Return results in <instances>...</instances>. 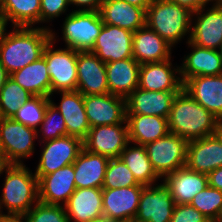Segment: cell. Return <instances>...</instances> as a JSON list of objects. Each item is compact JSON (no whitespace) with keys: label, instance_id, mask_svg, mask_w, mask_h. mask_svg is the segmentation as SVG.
<instances>
[{"label":"cell","instance_id":"obj_1","mask_svg":"<svg viewBox=\"0 0 222 222\" xmlns=\"http://www.w3.org/2000/svg\"><path fill=\"white\" fill-rule=\"evenodd\" d=\"M11 30L0 43V63L9 75L42 57L51 40L49 26L12 27Z\"/></svg>","mask_w":222,"mask_h":222},{"label":"cell","instance_id":"obj_2","mask_svg":"<svg viewBox=\"0 0 222 222\" xmlns=\"http://www.w3.org/2000/svg\"><path fill=\"white\" fill-rule=\"evenodd\" d=\"M168 124L171 133L190 141L218 133L221 121L182 89L173 100Z\"/></svg>","mask_w":222,"mask_h":222},{"label":"cell","instance_id":"obj_3","mask_svg":"<svg viewBox=\"0 0 222 222\" xmlns=\"http://www.w3.org/2000/svg\"><path fill=\"white\" fill-rule=\"evenodd\" d=\"M0 198V214L25 215L39 202L38 178L25 164H9Z\"/></svg>","mask_w":222,"mask_h":222},{"label":"cell","instance_id":"obj_4","mask_svg":"<svg viewBox=\"0 0 222 222\" xmlns=\"http://www.w3.org/2000/svg\"><path fill=\"white\" fill-rule=\"evenodd\" d=\"M192 11L167 0H153L146 10V25L169 45L190 39Z\"/></svg>","mask_w":222,"mask_h":222},{"label":"cell","instance_id":"obj_5","mask_svg":"<svg viewBox=\"0 0 222 222\" xmlns=\"http://www.w3.org/2000/svg\"><path fill=\"white\" fill-rule=\"evenodd\" d=\"M51 40L43 51L48 74L51 79V95L60 91H74L77 87L78 51L69 47L54 48L56 33L50 29Z\"/></svg>","mask_w":222,"mask_h":222},{"label":"cell","instance_id":"obj_6","mask_svg":"<svg viewBox=\"0 0 222 222\" xmlns=\"http://www.w3.org/2000/svg\"><path fill=\"white\" fill-rule=\"evenodd\" d=\"M64 19L62 40L65 47L91 51L104 25L99 11H72Z\"/></svg>","mask_w":222,"mask_h":222},{"label":"cell","instance_id":"obj_7","mask_svg":"<svg viewBox=\"0 0 222 222\" xmlns=\"http://www.w3.org/2000/svg\"><path fill=\"white\" fill-rule=\"evenodd\" d=\"M37 130L12 118H0V150L8 164L23 165L35 152Z\"/></svg>","mask_w":222,"mask_h":222},{"label":"cell","instance_id":"obj_8","mask_svg":"<svg viewBox=\"0 0 222 222\" xmlns=\"http://www.w3.org/2000/svg\"><path fill=\"white\" fill-rule=\"evenodd\" d=\"M188 142L185 138L169 132L144 145L154 170L161 178L185 167Z\"/></svg>","mask_w":222,"mask_h":222},{"label":"cell","instance_id":"obj_9","mask_svg":"<svg viewBox=\"0 0 222 222\" xmlns=\"http://www.w3.org/2000/svg\"><path fill=\"white\" fill-rule=\"evenodd\" d=\"M42 143L39 163L34 171L36 176H45L72 164L84 147L81 139L70 135Z\"/></svg>","mask_w":222,"mask_h":222},{"label":"cell","instance_id":"obj_10","mask_svg":"<svg viewBox=\"0 0 222 222\" xmlns=\"http://www.w3.org/2000/svg\"><path fill=\"white\" fill-rule=\"evenodd\" d=\"M212 4L192 13L189 41L203 48L218 50L222 43V0Z\"/></svg>","mask_w":222,"mask_h":222},{"label":"cell","instance_id":"obj_11","mask_svg":"<svg viewBox=\"0 0 222 222\" xmlns=\"http://www.w3.org/2000/svg\"><path fill=\"white\" fill-rule=\"evenodd\" d=\"M160 182L143 187L135 222H170L175 201L168 188Z\"/></svg>","mask_w":222,"mask_h":222},{"label":"cell","instance_id":"obj_12","mask_svg":"<svg viewBox=\"0 0 222 222\" xmlns=\"http://www.w3.org/2000/svg\"><path fill=\"white\" fill-rule=\"evenodd\" d=\"M129 143L128 125L125 120L116 125L91 127L83 141L86 150L92 153L118 158Z\"/></svg>","mask_w":222,"mask_h":222},{"label":"cell","instance_id":"obj_13","mask_svg":"<svg viewBox=\"0 0 222 222\" xmlns=\"http://www.w3.org/2000/svg\"><path fill=\"white\" fill-rule=\"evenodd\" d=\"M85 113L90 127L116 125L126 120V98L118 95H83Z\"/></svg>","mask_w":222,"mask_h":222},{"label":"cell","instance_id":"obj_14","mask_svg":"<svg viewBox=\"0 0 222 222\" xmlns=\"http://www.w3.org/2000/svg\"><path fill=\"white\" fill-rule=\"evenodd\" d=\"M133 34L128 29L104 23L91 52L105 63L132 58Z\"/></svg>","mask_w":222,"mask_h":222},{"label":"cell","instance_id":"obj_15","mask_svg":"<svg viewBox=\"0 0 222 222\" xmlns=\"http://www.w3.org/2000/svg\"><path fill=\"white\" fill-rule=\"evenodd\" d=\"M222 166V134L220 132L188 142L185 167L208 175Z\"/></svg>","mask_w":222,"mask_h":222},{"label":"cell","instance_id":"obj_16","mask_svg":"<svg viewBox=\"0 0 222 222\" xmlns=\"http://www.w3.org/2000/svg\"><path fill=\"white\" fill-rule=\"evenodd\" d=\"M76 90L83 95L109 93L105 62L91 51H78Z\"/></svg>","mask_w":222,"mask_h":222},{"label":"cell","instance_id":"obj_17","mask_svg":"<svg viewBox=\"0 0 222 222\" xmlns=\"http://www.w3.org/2000/svg\"><path fill=\"white\" fill-rule=\"evenodd\" d=\"M145 185L116 189H102L103 215L119 219L121 222L133 221L137 215L138 204Z\"/></svg>","mask_w":222,"mask_h":222},{"label":"cell","instance_id":"obj_18","mask_svg":"<svg viewBox=\"0 0 222 222\" xmlns=\"http://www.w3.org/2000/svg\"><path fill=\"white\" fill-rule=\"evenodd\" d=\"M173 60L140 65L138 88L147 91H181L180 65L173 66Z\"/></svg>","mask_w":222,"mask_h":222},{"label":"cell","instance_id":"obj_19","mask_svg":"<svg viewBox=\"0 0 222 222\" xmlns=\"http://www.w3.org/2000/svg\"><path fill=\"white\" fill-rule=\"evenodd\" d=\"M74 165L69 164L45 176H37L39 201L65 205L76 190Z\"/></svg>","mask_w":222,"mask_h":222},{"label":"cell","instance_id":"obj_20","mask_svg":"<svg viewBox=\"0 0 222 222\" xmlns=\"http://www.w3.org/2000/svg\"><path fill=\"white\" fill-rule=\"evenodd\" d=\"M180 91H147L136 88L126 98V114L169 118L173 100Z\"/></svg>","mask_w":222,"mask_h":222},{"label":"cell","instance_id":"obj_21","mask_svg":"<svg viewBox=\"0 0 222 222\" xmlns=\"http://www.w3.org/2000/svg\"><path fill=\"white\" fill-rule=\"evenodd\" d=\"M183 90L222 122V75L187 79Z\"/></svg>","mask_w":222,"mask_h":222},{"label":"cell","instance_id":"obj_22","mask_svg":"<svg viewBox=\"0 0 222 222\" xmlns=\"http://www.w3.org/2000/svg\"><path fill=\"white\" fill-rule=\"evenodd\" d=\"M191 52L184 56L180 64V77L182 83L196 76L222 75V58L218 50L203 48L186 41Z\"/></svg>","mask_w":222,"mask_h":222},{"label":"cell","instance_id":"obj_23","mask_svg":"<svg viewBox=\"0 0 222 222\" xmlns=\"http://www.w3.org/2000/svg\"><path fill=\"white\" fill-rule=\"evenodd\" d=\"M55 94H60V103L57 105L53 102L54 100H52V98L50 99L64 118L67 135L77 137L84 141L91 127L85 113L83 94L77 90L60 91L55 92Z\"/></svg>","mask_w":222,"mask_h":222},{"label":"cell","instance_id":"obj_24","mask_svg":"<svg viewBox=\"0 0 222 222\" xmlns=\"http://www.w3.org/2000/svg\"><path fill=\"white\" fill-rule=\"evenodd\" d=\"M133 58L141 65L172 58V46L147 25L133 34Z\"/></svg>","mask_w":222,"mask_h":222},{"label":"cell","instance_id":"obj_25","mask_svg":"<svg viewBox=\"0 0 222 222\" xmlns=\"http://www.w3.org/2000/svg\"><path fill=\"white\" fill-rule=\"evenodd\" d=\"M161 181L171 192L175 204H190L193 197L209 185L208 175L186 167L165 175Z\"/></svg>","mask_w":222,"mask_h":222},{"label":"cell","instance_id":"obj_26","mask_svg":"<svg viewBox=\"0 0 222 222\" xmlns=\"http://www.w3.org/2000/svg\"><path fill=\"white\" fill-rule=\"evenodd\" d=\"M99 13L103 23L132 32L146 25V11L124 0H102Z\"/></svg>","mask_w":222,"mask_h":222},{"label":"cell","instance_id":"obj_27","mask_svg":"<svg viewBox=\"0 0 222 222\" xmlns=\"http://www.w3.org/2000/svg\"><path fill=\"white\" fill-rule=\"evenodd\" d=\"M109 93L127 98L139 83L140 64L132 57L105 63Z\"/></svg>","mask_w":222,"mask_h":222},{"label":"cell","instance_id":"obj_28","mask_svg":"<svg viewBox=\"0 0 222 222\" xmlns=\"http://www.w3.org/2000/svg\"><path fill=\"white\" fill-rule=\"evenodd\" d=\"M64 207L70 222H90L103 214L102 188H76Z\"/></svg>","mask_w":222,"mask_h":222},{"label":"cell","instance_id":"obj_29","mask_svg":"<svg viewBox=\"0 0 222 222\" xmlns=\"http://www.w3.org/2000/svg\"><path fill=\"white\" fill-rule=\"evenodd\" d=\"M109 159L83 147L73 162L76 188H102Z\"/></svg>","mask_w":222,"mask_h":222},{"label":"cell","instance_id":"obj_30","mask_svg":"<svg viewBox=\"0 0 222 222\" xmlns=\"http://www.w3.org/2000/svg\"><path fill=\"white\" fill-rule=\"evenodd\" d=\"M129 142L145 145L167 135L168 118L154 115L126 114Z\"/></svg>","mask_w":222,"mask_h":222},{"label":"cell","instance_id":"obj_31","mask_svg":"<svg viewBox=\"0 0 222 222\" xmlns=\"http://www.w3.org/2000/svg\"><path fill=\"white\" fill-rule=\"evenodd\" d=\"M10 78L33 96L50 97L51 95V79L43 56L13 72L10 74Z\"/></svg>","mask_w":222,"mask_h":222},{"label":"cell","instance_id":"obj_32","mask_svg":"<svg viewBox=\"0 0 222 222\" xmlns=\"http://www.w3.org/2000/svg\"><path fill=\"white\" fill-rule=\"evenodd\" d=\"M120 158L131 170L135 179L140 184L145 186L155 185L158 183L159 179H162L154 170L144 145L129 142L121 152Z\"/></svg>","mask_w":222,"mask_h":222},{"label":"cell","instance_id":"obj_33","mask_svg":"<svg viewBox=\"0 0 222 222\" xmlns=\"http://www.w3.org/2000/svg\"><path fill=\"white\" fill-rule=\"evenodd\" d=\"M41 0H0V12L12 27H36L40 24Z\"/></svg>","mask_w":222,"mask_h":222},{"label":"cell","instance_id":"obj_34","mask_svg":"<svg viewBox=\"0 0 222 222\" xmlns=\"http://www.w3.org/2000/svg\"><path fill=\"white\" fill-rule=\"evenodd\" d=\"M33 95L10 77L0 90V118H12Z\"/></svg>","mask_w":222,"mask_h":222},{"label":"cell","instance_id":"obj_35","mask_svg":"<svg viewBox=\"0 0 222 222\" xmlns=\"http://www.w3.org/2000/svg\"><path fill=\"white\" fill-rule=\"evenodd\" d=\"M50 101V97L32 96L18 109L12 119L37 130L44 119Z\"/></svg>","mask_w":222,"mask_h":222},{"label":"cell","instance_id":"obj_36","mask_svg":"<svg viewBox=\"0 0 222 222\" xmlns=\"http://www.w3.org/2000/svg\"><path fill=\"white\" fill-rule=\"evenodd\" d=\"M139 184L120 157L109 159L102 189L131 187Z\"/></svg>","mask_w":222,"mask_h":222},{"label":"cell","instance_id":"obj_37","mask_svg":"<svg viewBox=\"0 0 222 222\" xmlns=\"http://www.w3.org/2000/svg\"><path fill=\"white\" fill-rule=\"evenodd\" d=\"M39 128L40 129H37V138H39L38 141L41 142H46L67 135L64 118L51 101L47 105L44 119Z\"/></svg>","mask_w":222,"mask_h":222},{"label":"cell","instance_id":"obj_38","mask_svg":"<svg viewBox=\"0 0 222 222\" xmlns=\"http://www.w3.org/2000/svg\"><path fill=\"white\" fill-rule=\"evenodd\" d=\"M190 205L195 207L208 220H217L222 207V192L208 185L193 197Z\"/></svg>","mask_w":222,"mask_h":222},{"label":"cell","instance_id":"obj_39","mask_svg":"<svg viewBox=\"0 0 222 222\" xmlns=\"http://www.w3.org/2000/svg\"><path fill=\"white\" fill-rule=\"evenodd\" d=\"M26 222H70L65 207L38 202L25 215Z\"/></svg>","mask_w":222,"mask_h":222},{"label":"cell","instance_id":"obj_40","mask_svg":"<svg viewBox=\"0 0 222 222\" xmlns=\"http://www.w3.org/2000/svg\"><path fill=\"white\" fill-rule=\"evenodd\" d=\"M68 6H70L69 0H41L40 25L47 24L66 13Z\"/></svg>","mask_w":222,"mask_h":222},{"label":"cell","instance_id":"obj_41","mask_svg":"<svg viewBox=\"0 0 222 222\" xmlns=\"http://www.w3.org/2000/svg\"><path fill=\"white\" fill-rule=\"evenodd\" d=\"M207 218L190 204H175L170 222H205Z\"/></svg>","mask_w":222,"mask_h":222},{"label":"cell","instance_id":"obj_42","mask_svg":"<svg viewBox=\"0 0 222 222\" xmlns=\"http://www.w3.org/2000/svg\"><path fill=\"white\" fill-rule=\"evenodd\" d=\"M69 4L79 8L72 11H99L102 0H69Z\"/></svg>","mask_w":222,"mask_h":222},{"label":"cell","instance_id":"obj_43","mask_svg":"<svg viewBox=\"0 0 222 222\" xmlns=\"http://www.w3.org/2000/svg\"><path fill=\"white\" fill-rule=\"evenodd\" d=\"M173 3H177L180 6L188 8L190 11L195 12L198 9L207 7L209 3H216L218 0H167Z\"/></svg>","mask_w":222,"mask_h":222},{"label":"cell","instance_id":"obj_44","mask_svg":"<svg viewBox=\"0 0 222 222\" xmlns=\"http://www.w3.org/2000/svg\"><path fill=\"white\" fill-rule=\"evenodd\" d=\"M209 186L222 192V166L208 174Z\"/></svg>","mask_w":222,"mask_h":222},{"label":"cell","instance_id":"obj_45","mask_svg":"<svg viewBox=\"0 0 222 222\" xmlns=\"http://www.w3.org/2000/svg\"><path fill=\"white\" fill-rule=\"evenodd\" d=\"M9 19L0 12V43L6 38L8 31L6 27L8 26Z\"/></svg>","mask_w":222,"mask_h":222},{"label":"cell","instance_id":"obj_46","mask_svg":"<svg viewBox=\"0 0 222 222\" xmlns=\"http://www.w3.org/2000/svg\"><path fill=\"white\" fill-rule=\"evenodd\" d=\"M0 222H26L23 215L0 214Z\"/></svg>","mask_w":222,"mask_h":222},{"label":"cell","instance_id":"obj_47","mask_svg":"<svg viewBox=\"0 0 222 222\" xmlns=\"http://www.w3.org/2000/svg\"><path fill=\"white\" fill-rule=\"evenodd\" d=\"M125 2L143 8L145 11L153 0H124Z\"/></svg>","mask_w":222,"mask_h":222},{"label":"cell","instance_id":"obj_48","mask_svg":"<svg viewBox=\"0 0 222 222\" xmlns=\"http://www.w3.org/2000/svg\"><path fill=\"white\" fill-rule=\"evenodd\" d=\"M10 77L4 66L0 63V90L4 86V83Z\"/></svg>","mask_w":222,"mask_h":222},{"label":"cell","instance_id":"obj_49","mask_svg":"<svg viewBox=\"0 0 222 222\" xmlns=\"http://www.w3.org/2000/svg\"><path fill=\"white\" fill-rule=\"evenodd\" d=\"M90 222H121V221L119 219L107 217L102 214V215L92 219Z\"/></svg>","mask_w":222,"mask_h":222},{"label":"cell","instance_id":"obj_50","mask_svg":"<svg viewBox=\"0 0 222 222\" xmlns=\"http://www.w3.org/2000/svg\"><path fill=\"white\" fill-rule=\"evenodd\" d=\"M9 164L6 162L3 152L0 150V176L4 173L3 170L8 166Z\"/></svg>","mask_w":222,"mask_h":222},{"label":"cell","instance_id":"obj_51","mask_svg":"<svg viewBox=\"0 0 222 222\" xmlns=\"http://www.w3.org/2000/svg\"><path fill=\"white\" fill-rule=\"evenodd\" d=\"M219 222H222V207H221V210L219 212V215H218V219H217Z\"/></svg>","mask_w":222,"mask_h":222},{"label":"cell","instance_id":"obj_52","mask_svg":"<svg viewBox=\"0 0 222 222\" xmlns=\"http://www.w3.org/2000/svg\"><path fill=\"white\" fill-rule=\"evenodd\" d=\"M218 52H219V55H220L221 58H222V43H221V45H220V47H219V49H218Z\"/></svg>","mask_w":222,"mask_h":222},{"label":"cell","instance_id":"obj_53","mask_svg":"<svg viewBox=\"0 0 222 222\" xmlns=\"http://www.w3.org/2000/svg\"><path fill=\"white\" fill-rule=\"evenodd\" d=\"M205 222H219L218 220H206Z\"/></svg>","mask_w":222,"mask_h":222},{"label":"cell","instance_id":"obj_54","mask_svg":"<svg viewBox=\"0 0 222 222\" xmlns=\"http://www.w3.org/2000/svg\"><path fill=\"white\" fill-rule=\"evenodd\" d=\"M219 132L222 134V122L220 124Z\"/></svg>","mask_w":222,"mask_h":222}]
</instances>
